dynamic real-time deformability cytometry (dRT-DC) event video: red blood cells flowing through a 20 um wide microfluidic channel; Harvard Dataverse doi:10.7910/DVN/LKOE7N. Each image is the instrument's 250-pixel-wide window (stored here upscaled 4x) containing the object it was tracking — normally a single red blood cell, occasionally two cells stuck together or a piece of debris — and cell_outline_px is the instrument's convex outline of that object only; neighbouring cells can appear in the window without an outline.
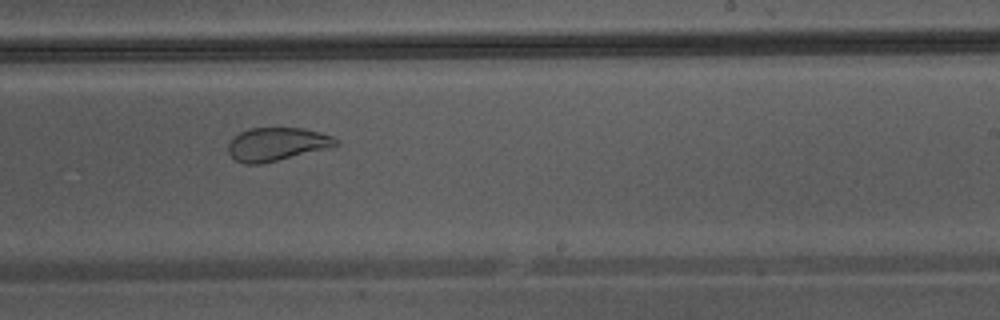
{"species": "Egyptian fruit bat (a non-hibernating species)", "species_latin": "Rousettus aegyptiacus", "temperature_condition": "warm", "stored_images_in_passage": 29, "camera_frame_rate_fps": 3000, "um_per_image_px": 0.085, "animal": {"sex": "male"}, "frame": {"image": 1, "passage_image": 17, "time_ms": 5.333, "image_size_px": [1000, 320], "cell_outline_px": [[340, 144], [328, 148], [260, 164], [244, 164], [236, 160], [228, 152], [228, 144], [240, 132], [248, 128], [304, 128], [320, 132], [332, 136]], "centroid_in_image_um": [23.53, 12.25], "position_along_channel_um": 265.5, "area_um2": 20.63}}